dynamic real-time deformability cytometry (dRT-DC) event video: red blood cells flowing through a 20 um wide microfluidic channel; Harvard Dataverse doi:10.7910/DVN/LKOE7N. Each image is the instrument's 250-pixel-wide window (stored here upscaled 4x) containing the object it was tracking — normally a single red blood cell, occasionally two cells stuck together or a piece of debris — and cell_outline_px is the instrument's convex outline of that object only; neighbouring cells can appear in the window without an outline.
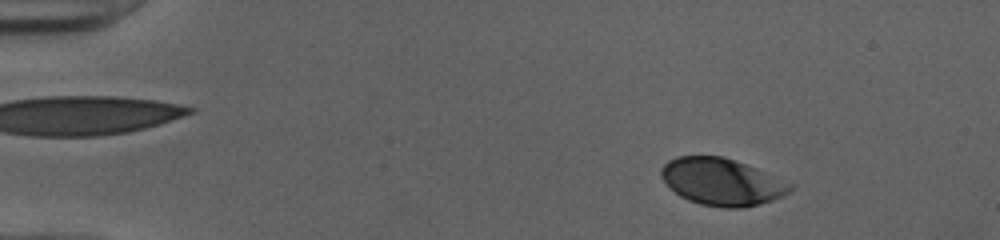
{"species": "human", "species_latin": "Homo sapiens", "temperature_condition": "cold", "stored_images_in_passage": 51, "camera_frame_rate_fps": 3000, "um_per_image_px": 0.085, "donor": {"sex": "female"}, "frame": {"image": 1, "passage_image": 7, "time_ms": 2.0, "image_size_px": [1000, 240], "cell_outline_px": [[796, 184], [784, 196], [760, 204], [740, 208], [724, 208], [700, 204], [688, 200], [680, 196], [660, 176], [660, 168], [668, 160], [676, 156], [724, 156], [756, 168]], "centroid_in_image_um": [61.38, 15.45], "position_along_channel_um": 23.6, "area_um2": 35.49}}
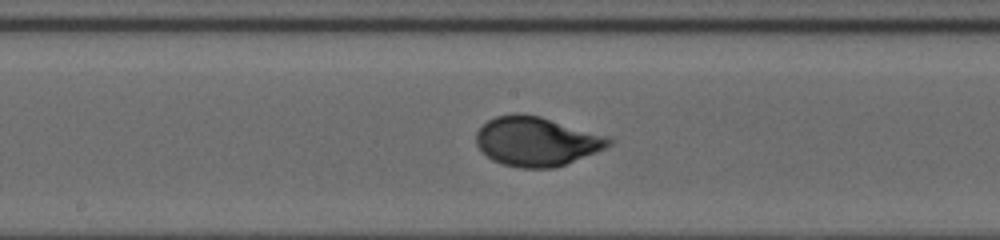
{"frame": {"image": 2, "passage_image": 28, "time_ms": 9.0, "image_size_px": [1000, 240], "cell_outline_px": [[612, 144], [596, 152], [556, 168], [520, 168], [504, 164], [492, 160], [476, 144], [476, 132], [488, 120], [496, 116], [516, 112], [524, 112], [540, 116], [608, 136], [612, 140]], "centroid_in_image_um": [45.6, 12.0], "position_along_channel_um": 202.6, "area_um2": 38.09}}
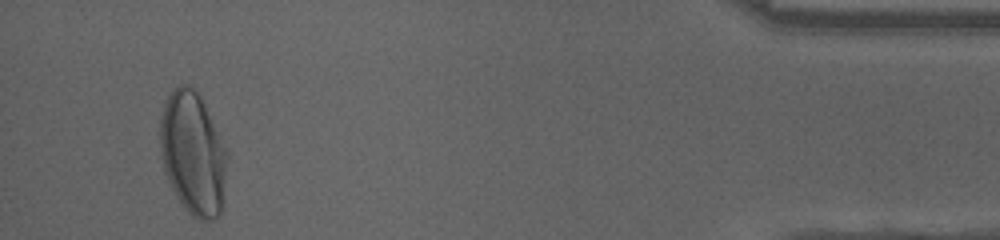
{"frame": {"image": 3, "passage_image": 49, "time_ms": 16.0, "image_size_px": [1000, 240], "cell_outline_px": [[228, 156], [220, 216], [212, 220], [200, 220], [192, 216], [184, 208], [176, 196], [168, 180], [164, 168], [160, 152], [160, 116], [164, 104], [168, 96], [180, 84], [188, 84], [196, 88], [228, 152]], "centroid_in_image_um": [16.4, 13.04], "position_along_channel_um": 418.8, "area_um2": 48.03}, "authors_computed_cell_mechanics": {"area_um2": 37.5122, "velocity_mm_per_s": 3.9895, "shape_relaxation_time_tau1_ms": 2.934, "shape_relaxation_time_tau2_ms": null, "deformation_change_tau1": 0.1681, "deformation_change_tau2": null}}